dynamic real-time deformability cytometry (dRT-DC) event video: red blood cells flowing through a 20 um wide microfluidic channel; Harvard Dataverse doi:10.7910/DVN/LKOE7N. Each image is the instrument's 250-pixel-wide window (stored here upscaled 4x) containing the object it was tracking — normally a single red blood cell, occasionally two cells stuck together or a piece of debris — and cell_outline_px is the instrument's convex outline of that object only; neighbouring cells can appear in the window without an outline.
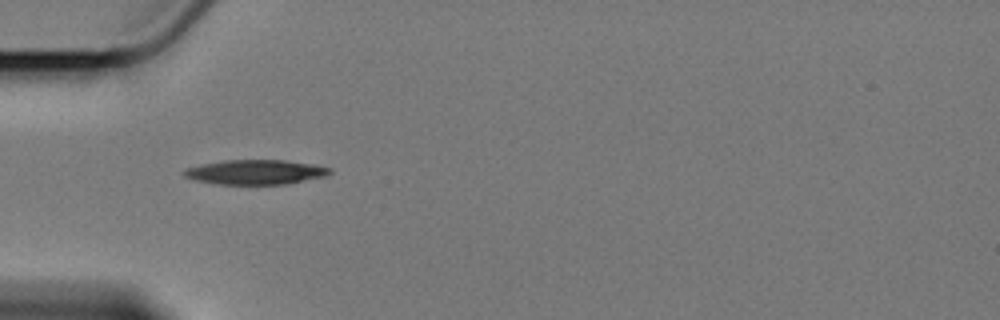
{"species": "Egyptian fruit bat (a non-hibernating species)", "species_latin": "Rousettus aegyptiacus", "temperature_condition": "cold", "stored_images_in_passage": 41, "camera_frame_rate_fps": 3000, "um_per_image_px": 0.085, "animal": {"sex": "female"}, "frame": {"image": 1, "passage_image": 1, "time_ms": 0.0, "image_size_px": [1000, 320], "cell_outline_px": [[332, 172], [324, 176], [284, 184], [220, 184], [196, 180], [184, 176], [184, 168], [224, 160], [284, 160], [332, 168]], "centroid_in_image_um": [21.69, 14.62], "position_along_channel_um": 63.3, "area_um2": 20.52}}
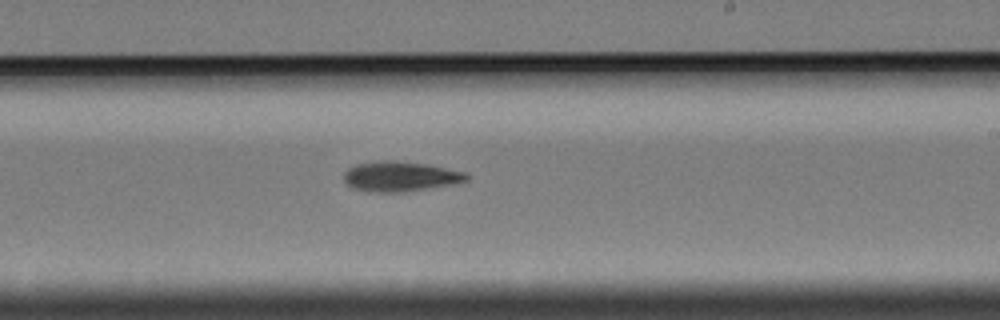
{"frame": {"image": 2, "passage_image": 18, "time_ms": 5.667, "image_size_px": [1000, 320], "cell_outline_px": [[468, 180], [448, 184], [404, 192], [376, 192], [352, 188], [344, 180], [344, 172], [348, 168], [360, 164], [384, 160], [392, 160], [424, 164], [464, 172], [468, 176]], "centroid_in_image_um": [33.97, 15.0], "position_along_channel_um": 255.0, "area_um2": 20.81}}
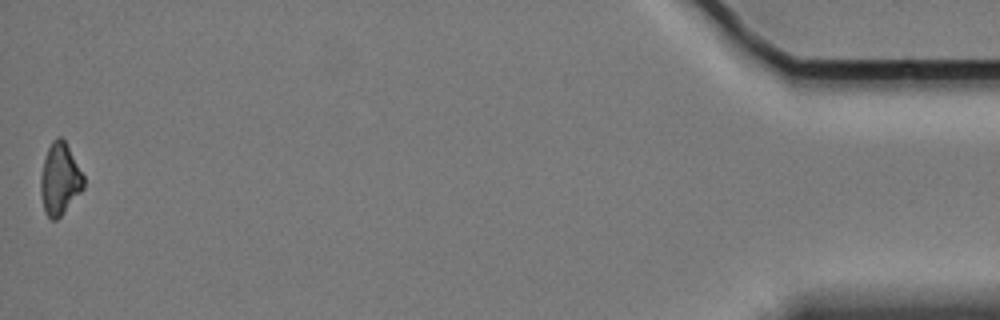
{"frame": {"image": 3, "passage_image": 41, "time_ms": 13.333, "image_size_px": [1000, 320], "cell_outline_px": [[84, 188], [60, 216], [56, 220], [52, 220], [48, 216], [44, 208], [40, 196], [40, 176], [44, 160], [48, 148], [52, 140], [56, 136], [60, 136], [64, 140], [84, 176]], "centroid_in_image_um": [5.07, 15.21], "position_along_channel_um": 430.1, "area_um2": 17.74}, "authors_computed_cell_mechanics": {"area_um2": 20.2878, "velocity_mm_per_s": 3.4175, "shape_relaxation_time_tau1_ms": 4.4612, "shape_relaxation_time_tau2_ms": null, "deformation_change_tau1": 0.0868, "deformation_change_tau2": null}}